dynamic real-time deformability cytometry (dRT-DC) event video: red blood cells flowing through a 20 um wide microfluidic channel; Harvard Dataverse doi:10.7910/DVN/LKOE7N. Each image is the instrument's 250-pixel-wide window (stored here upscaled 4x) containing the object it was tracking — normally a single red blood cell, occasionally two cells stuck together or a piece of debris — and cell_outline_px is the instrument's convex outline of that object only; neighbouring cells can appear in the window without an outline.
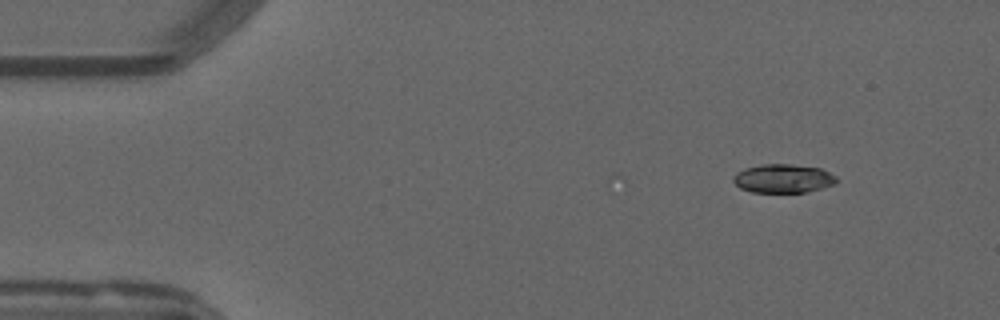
{"species": "common noctule bat (a hibernating species)", "species_latin": "Nyctalus noctula", "temperature_condition": "warm", "stored_images_in_passage": 4, "camera_frame_rate_fps": 3000, "um_per_image_px": 0.085, "animal": {"sex": "male", "forearm_length_mm": 52.5}, "frame": {"image": 1, "passage_image": 1, "time_ms": 0.0, "image_size_px": [1000, 320], "cell_outline_px": [[836, 180], [832, 184], [808, 192], [752, 192], [740, 188], [732, 180], [732, 176], [736, 172], [744, 168], [764, 164], [788, 164], [820, 168], [836, 176]], "centroid_in_image_um": [66.51, 15.17], "position_along_channel_um": 18.5, "area_um2": 17.11}}